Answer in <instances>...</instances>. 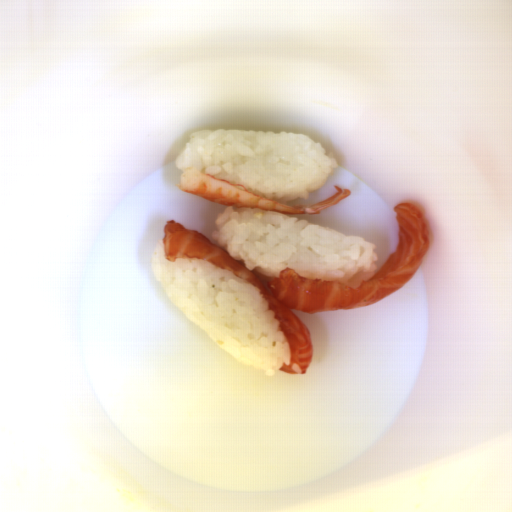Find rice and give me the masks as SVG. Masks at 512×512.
Masks as SVG:
<instances>
[{
	"label": "rice",
	"mask_w": 512,
	"mask_h": 512,
	"mask_svg": "<svg viewBox=\"0 0 512 512\" xmlns=\"http://www.w3.org/2000/svg\"><path fill=\"white\" fill-rule=\"evenodd\" d=\"M212 237L247 271L268 279L292 268L306 279L358 287L377 272L375 243L289 215L228 205L215 220Z\"/></svg>",
	"instance_id": "023b6e5f"
},
{
	"label": "rice",
	"mask_w": 512,
	"mask_h": 512,
	"mask_svg": "<svg viewBox=\"0 0 512 512\" xmlns=\"http://www.w3.org/2000/svg\"><path fill=\"white\" fill-rule=\"evenodd\" d=\"M175 163L283 203L306 199L338 168L305 133L221 128L191 134Z\"/></svg>",
	"instance_id": "8eca5e8b"
},
{
	"label": "rice",
	"mask_w": 512,
	"mask_h": 512,
	"mask_svg": "<svg viewBox=\"0 0 512 512\" xmlns=\"http://www.w3.org/2000/svg\"><path fill=\"white\" fill-rule=\"evenodd\" d=\"M292 369H293V371H294L296 374H298L299 376H300V374L302 373L301 365H299V364H297V363L292 365Z\"/></svg>",
	"instance_id": "acb35da6"
},
{
	"label": "rice",
	"mask_w": 512,
	"mask_h": 512,
	"mask_svg": "<svg viewBox=\"0 0 512 512\" xmlns=\"http://www.w3.org/2000/svg\"><path fill=\"white\" fill-rule=\"evenodd\" d=\"M152 272L176 309L236 359L265 376L291 363V347L263 293L247 279L200 259L170 261L163 239Z\"/></svg>",
	"instance_id": "652b925c"
}]
</instances>
